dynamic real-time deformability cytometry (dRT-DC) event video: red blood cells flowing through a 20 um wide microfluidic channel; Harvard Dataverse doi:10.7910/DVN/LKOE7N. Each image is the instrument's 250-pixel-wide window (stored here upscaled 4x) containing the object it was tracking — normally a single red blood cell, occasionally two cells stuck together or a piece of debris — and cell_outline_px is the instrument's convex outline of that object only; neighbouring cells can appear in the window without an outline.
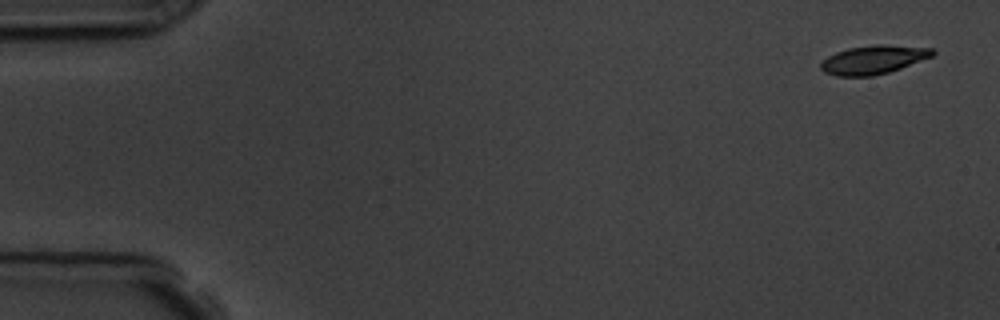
{"species": "common noctule bat (a hibernating species)", "species_latin": "Nyctalus noctula", "temperature_condition": "room temperature", "stored_images_in_passage": 5, "camera_frame_rate_fps": 3000, "um_per_image_px": 0.085, "animal": {"sex": "male", "body_mass_g": 19.5, "forearm_length_mm": 54.6}, "frame": {"image": 1, "passage_image": 1, "time_ms": 0.0, "image_size_px": [1000, 320], "cell_outline_px": [[936, 52], [932, 56], [900, 68], [888, 72], [872, 76], [836, 76], [824, 72], [820, 68], [820, 64], [828, 56], [836, 52], [848, 48], [876, 44], [880, 44], [932, 48]], "centroid_in_image_um": [74.22, 5.07], "position_along_channel_um": 10.8, "area_um2": 18.5}}
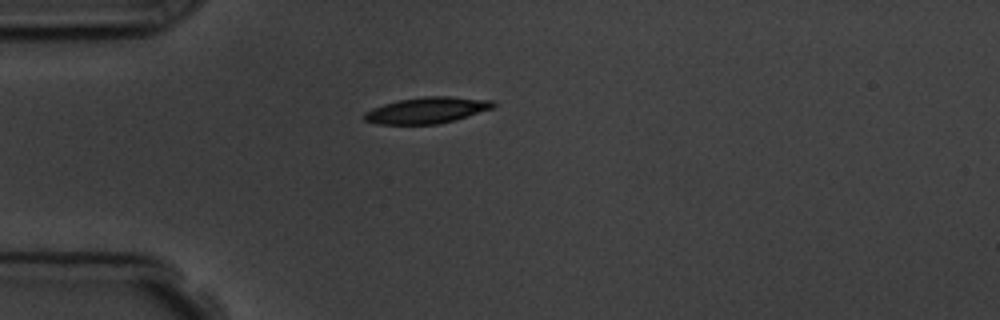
{"frame": {"image": 2, "passage_image": 5, "time_ms": 4.333, "image_size_px": [1000, 320], "cell_outline_px": [[496, 104], [492, 108], [456, 120], [436, 124], [376, 124], [364, 120], [360, 116], [364, 112], [372, 108], [384, 104], [400, 100], [424, 96], [448, 96], [492, 100]], "centroid_in_image_um": [36.25, 9.37], "position_along_channel_um": 48.8, "area_um2": 19.71}}